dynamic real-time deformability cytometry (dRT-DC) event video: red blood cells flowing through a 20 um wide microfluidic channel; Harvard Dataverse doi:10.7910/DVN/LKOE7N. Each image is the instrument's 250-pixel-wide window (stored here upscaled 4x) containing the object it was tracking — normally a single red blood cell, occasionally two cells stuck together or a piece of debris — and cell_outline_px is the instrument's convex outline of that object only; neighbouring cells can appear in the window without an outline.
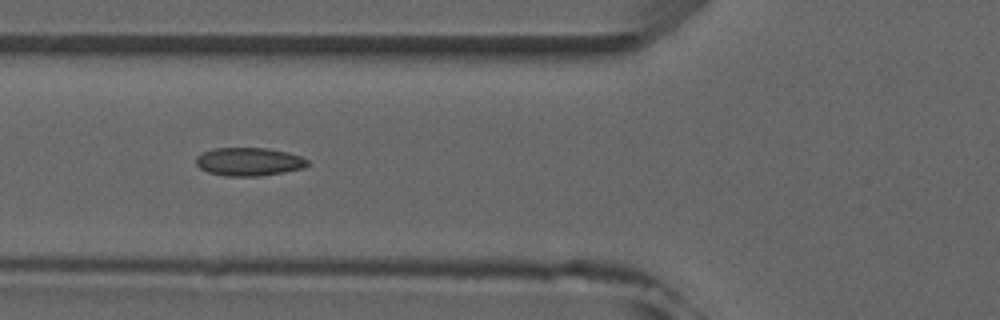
{"species": "common noctule bat (a hibernating species)", "species_latin": "Nyctalus noctula", "temperature_condition": "room temperature", "stored_images_in_passage": 4, "camera_frame_rate_fps": 3000, "um_per_image_px": 0.085, "animal": {"sex": "male", "forearm_length_mm": 52.5}, "frame": {"image": 1, "passage_image": 3, "time_ms": 3.0, "image_size_px": [1000, 320], "cell_outline_px": [[308, 164], [304, 168], [284, 172], [260, 176], [224, 176], [208, 172], [200, 168], [196, 164], [196, 156], [212, 148], [264, 148], [288, 152], [300, 156], [308, 160]], "centroid_in_image_um": [21.15, 13.75], "position_along_channel_um": 104.7, "area_um2": 18.38}}
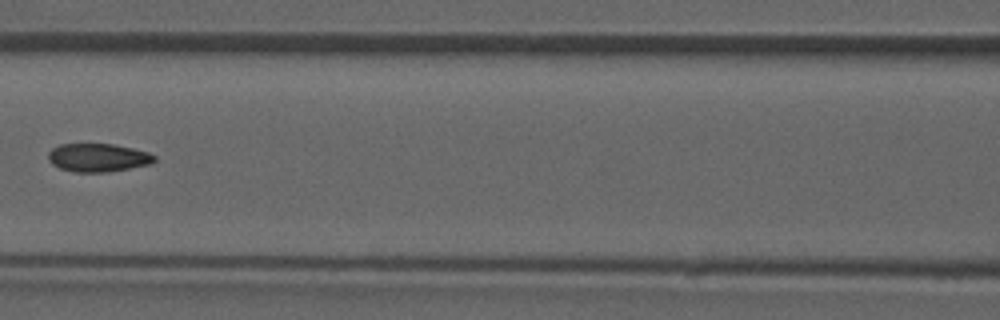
{"frame": {"image": 2, "passage_image": 4, "time_ms": 4.333, "image_size_px": [1000, 320], "cell_outline_px": [[156, 160], [152, 164], [104, 172], [72, 172], [60, 168], [52, 164], [48, 160], [48, 152], [52, 148], [60, 144], [112, 144], [132, 148], [148, 152], [156, 156]], "centroid_in_image_um": [8.32, 13.4], "position_along_channel_um": 158.3, "area_um2": 17.51}}